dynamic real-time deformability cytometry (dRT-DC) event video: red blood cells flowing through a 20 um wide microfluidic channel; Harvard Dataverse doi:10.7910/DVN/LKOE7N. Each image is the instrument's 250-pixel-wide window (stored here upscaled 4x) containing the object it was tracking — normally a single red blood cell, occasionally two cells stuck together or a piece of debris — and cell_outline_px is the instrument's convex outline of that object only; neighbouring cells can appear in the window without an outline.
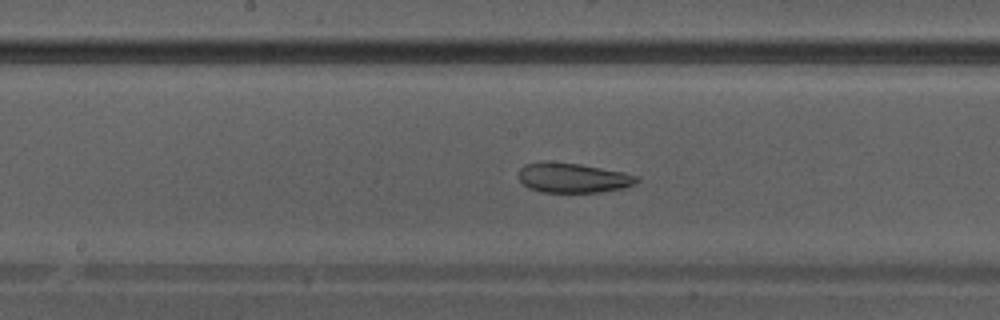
{"species": "Egyptian fruit bat (a non-hibernating species)", "species_latin": "Rousettus aegyptiacus", "temperature_condition": "warm", "stored_images_in_passage": 34, "camera_frame_rate_fps": 3000, "um_per_image_px": 0.085, "animal": {"sex": "male"}, "frame": {"image": 1, "passage_image": 20, "time_ms": 6.333, "image_size_px": [1000, 320], "cell_outline_px": [[640, 180], [636, 184], [620, 188], [600, 192], [540, 192], [528, 188], [520, 180], [520, 168], [524, 164], [544, 160], [548, 160], [580, 164], [624, 172], [640, 176]], "centroid_in_image_um": [48.7, 15.1], "position_along_channel_um": 199.5, "area_um2": 20.75}}